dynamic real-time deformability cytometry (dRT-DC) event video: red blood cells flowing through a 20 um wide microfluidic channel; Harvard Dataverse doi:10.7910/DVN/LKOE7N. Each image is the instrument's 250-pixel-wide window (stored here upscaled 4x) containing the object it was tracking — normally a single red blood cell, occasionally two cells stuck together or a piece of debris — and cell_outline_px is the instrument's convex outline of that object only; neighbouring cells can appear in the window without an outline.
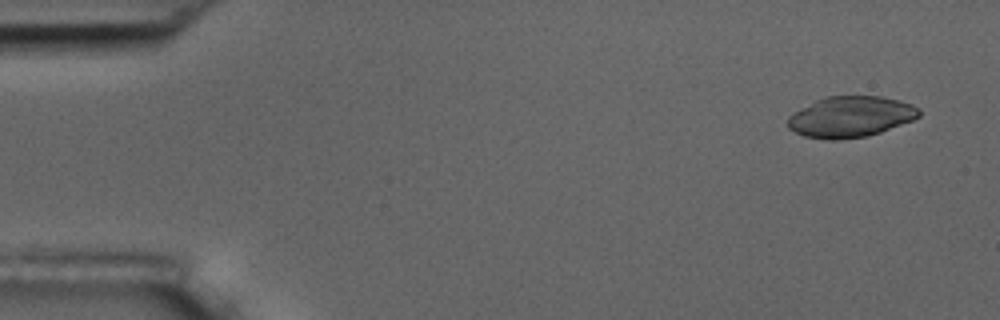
{"species": "common noctule bat (a hibernating species)", "species_latin": "Nyctalus noctula", "temperature_condition": "room temperature", "stored_images_in_passage": 5, "camera_frame_rate_fps": 3000, "um_per_image_px": 0.085, "animal": {"sex": "male", "body_mass_g": 17.5, "forearm_length_mm": 52.3}, "frame": {"image": 1, "passage_image": 1, "time_ms": 0.0, "image_size_px": [1000, 320], "cell_outline_px": [[920, 116], [912, 120], [880, 132], [868, 136], [836, 140], [824, 140], [804, 136], [788, 128], [788, 116], [792, 112], [816, 100], [828, 96], [880, 96], [900, 100], [912, 104], [920, 108]], "centroid_in_image_um": [72.29, 9.93], "position_along_channel_um": 12.7, "area_um2": 31.44}}